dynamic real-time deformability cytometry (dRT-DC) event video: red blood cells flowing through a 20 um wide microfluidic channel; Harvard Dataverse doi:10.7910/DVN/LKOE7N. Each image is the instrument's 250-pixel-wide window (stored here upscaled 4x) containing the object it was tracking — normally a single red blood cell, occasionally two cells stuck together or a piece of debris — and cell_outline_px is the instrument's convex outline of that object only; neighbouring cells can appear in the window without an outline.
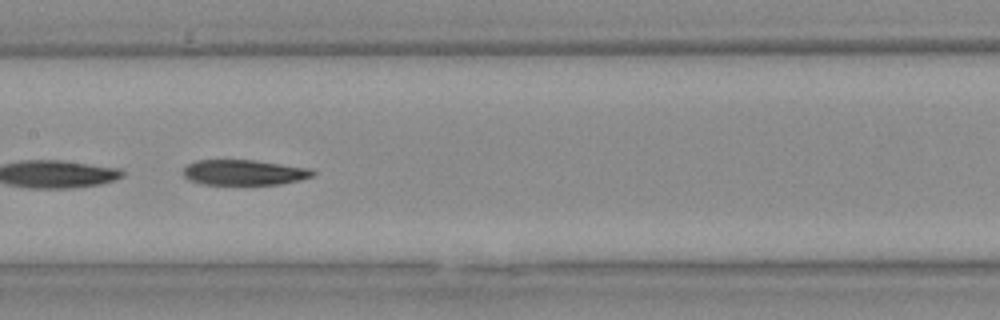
{"species": "Egyptian fruit bat (a non-hibernating species)", "species_latin": "Rousettus aegyptiacus", "temperature_condition": "warm", "stored_images_in_passage": 21, "camera_frame_rate_fps": 3000, "um_per_image_px": 0.085, "animal": {"sex": "female"}, "frame": {"image": 1, "passage_image": 7, "time_ms": 2.0, "image_size_px": [1000, 320], "cell_outline_px": [[316, 172], [312, 176], [300, 180], [280, 184], [200, 184], [188, 180], [180, 172], [188, 164], [196, 160], [252, 160], [312, 168]], "centroid_in_image_um": [20.72, 14.65], "position_along_channel_um": 186.7, "area_um2": 19.25}}